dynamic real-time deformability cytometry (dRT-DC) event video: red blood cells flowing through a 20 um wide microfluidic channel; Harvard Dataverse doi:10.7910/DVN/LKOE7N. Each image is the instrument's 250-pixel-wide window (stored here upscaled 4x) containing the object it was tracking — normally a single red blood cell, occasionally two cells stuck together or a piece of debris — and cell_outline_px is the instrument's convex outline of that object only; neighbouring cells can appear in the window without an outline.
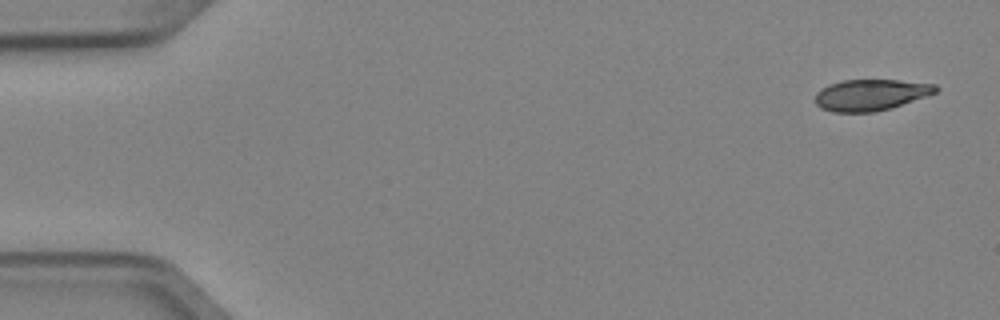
{"species": "Egyptian fruit bat (a non-hibernating species)", "species_latin": "Rousettus aegyptiacus", "temperature_condition": "cold", "stored_images_in_passage": 6, "segment_of_instrument_passage": [2, 2], "camera_frame_rate_fps": 3000, "um_per_image_px": 0.085, "animal": {"sex": "female"}, "frame": {"image": 1, "passage_image": 6, "time_ms": 1.667, "image_size_px": [1000, 320], "cell_outline_px": [[940, 88], [936, 92], [892, 108], [876, 112], [832, 112], [820, 108], [816, 104], [816, 92], [820, 88], [828, 84], [844, 80], [896, 80], [936, 84]], "centroid_in_image_um": [73.99, 8.07], "position_along_channel_um": 11.0, "area_um2": 22.02}}